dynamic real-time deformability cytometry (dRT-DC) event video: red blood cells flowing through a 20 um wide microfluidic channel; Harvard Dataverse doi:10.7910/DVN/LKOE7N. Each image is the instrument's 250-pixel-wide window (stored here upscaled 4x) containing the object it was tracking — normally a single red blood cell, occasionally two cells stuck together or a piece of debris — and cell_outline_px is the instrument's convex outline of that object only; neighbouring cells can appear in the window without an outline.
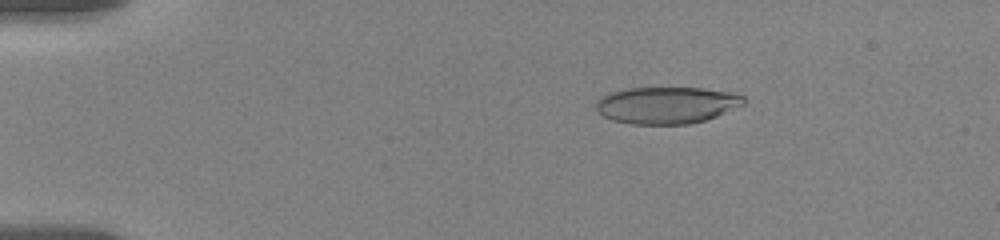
{"species": "human", "species_latin": "Homo sapiens", "temperature_condition": "room temperature", "stored_images_in_passage": 50, "camera_frame_rate_fps": 3000, "um_per_image_px": 0.085, "donor": {"sex": "female"}, "frame": {"image": 1, "passage_image": 3, "time_ms": 0.667, "image_size_px": [1000, 240], "cell_outline_px": [[744, 104], [716, 116], [704, 120], [688, 124], [632, 124], [612, 120], [604, 116], [596, 108], [596, 100], [608, 92], [628, 88], [700, 88], [732, 92], [744, 96]], "centroid_in_image_um": [56.64, 8.93], "position_along_channel_um": 28.4, "area_um2": 31.62}}
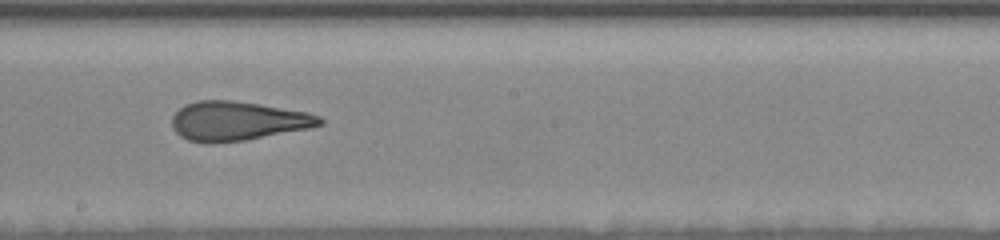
{"frame": {"image": 2, "passage_image": 26, "time_ms": 8.333, "image_size_px": [1000, 240], "cell_outline_px": [[324, 124], [308, 128], [244, 140], [212, 144], [208, 144], [188, 140], [180, 136], [172, 128], [172, 116], [184, 104], [196, 100], [232, 100], [260, 104], [308, 112], [320, 116], [324, 120]], "centroid_in_image_um": [20.16, 10.28], "position_along_channel_um": 228.0, "area_um2": 33.87}}
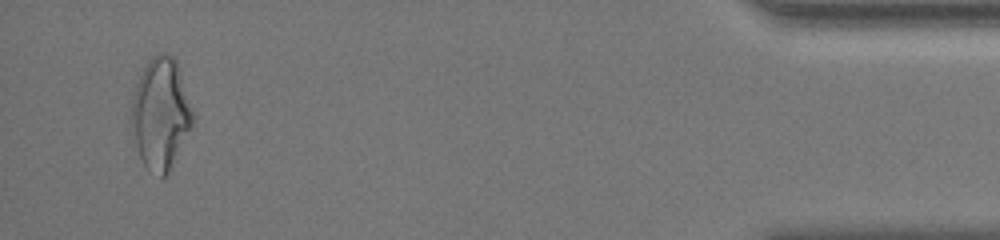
{"frame": {"image": 3, "passage_image": 48, "time_ms": 15.667, "image_size_px": [1000, 240], "cell_outline_px": [[196, 116], [168, 172], [164, 176], [160, 176], [148, 168], [144, 164], [140, 156], [136, 144], [132, 116], [132, 96], [136, 84], [148, 60], [156, 52], [160, 52], [172, 56], [176, 60]], "centroid_in_image_um": [13.68, 9.59], "position_along_channel_um": 421.5, "area_um2": 39.02}, "authors_computed_cell_mechanics": {"area_um2": 33.8419, "velocity_mm_per_s": 3.5517, "shape_relaxation_time_tau1_ms": 5.9053, "shape_relaxation_time_tau2_ms": 1.6705, "deformation_change_tau1": 0.2005, "deformation_change_tau2": 0.1165}}